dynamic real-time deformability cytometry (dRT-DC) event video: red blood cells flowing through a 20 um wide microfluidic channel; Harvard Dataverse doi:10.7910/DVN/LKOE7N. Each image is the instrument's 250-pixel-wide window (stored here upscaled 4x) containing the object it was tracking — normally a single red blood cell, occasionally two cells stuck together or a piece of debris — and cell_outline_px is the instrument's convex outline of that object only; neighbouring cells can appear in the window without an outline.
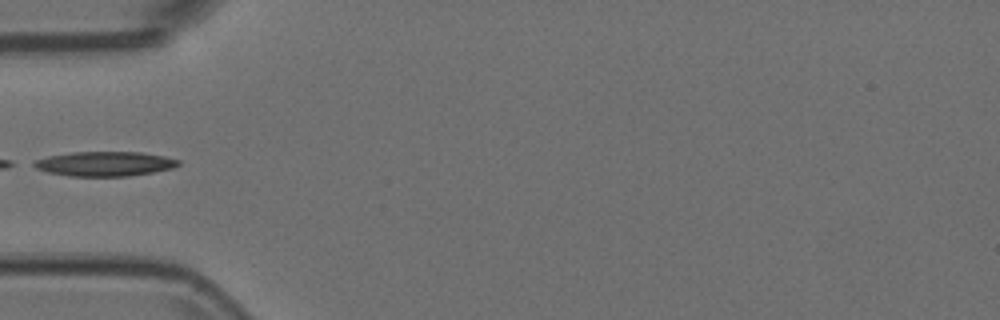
{"species": "Egyptian fruit bat (a non-hibernating species)", "species_latin": "Rousettus aegyptiacus", "temperature_condition": "room temperature", "stored_images_in_passage": 36, "camera_frame_rate_fps": 3000, "um_per_image_px": 0.085, "animal": {"sex": "female"}, "frame": {"image": 1, "passage_image": 1, "time_ms": 0.0, "image_size_px": [1000, 320], "cell_outline_px": [[180, 164], [172, 168], [152, 172], [128, 176], [68, 176], [48, 172], [36, 168], [28, 164], [36, 160], [48, 156], [72, 152], [140, 152], [164, 156], [180, 160]], "centroid_in_image_um": [8.87, 13.92], "position_along_channel_um": 76.1, "area_um2": 20.69}}
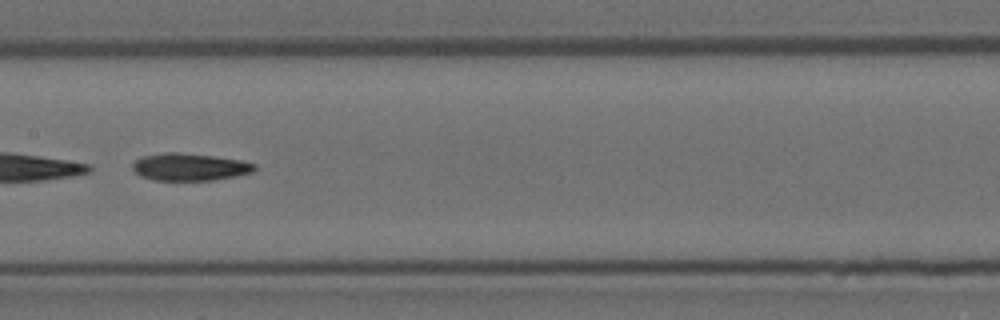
{"frame": {"image": 2, "passage_image": 10, "time_ms": 3.0, "image_size_px": [1000, 320], "cell_outline_px": [[256, 168], [252, 172], [236, 176], [212, 180], [152, 180], [140, 176], [132, 168], [132, 164], [136, 160], [144, 156], [164, 152], [180, 152], [212, 156], [240, 160], [256, 164]], "centroid_in_image_um": [16.11, 14.19], "position_along_channel_um": 191.3, "area_um2": 19.36}}